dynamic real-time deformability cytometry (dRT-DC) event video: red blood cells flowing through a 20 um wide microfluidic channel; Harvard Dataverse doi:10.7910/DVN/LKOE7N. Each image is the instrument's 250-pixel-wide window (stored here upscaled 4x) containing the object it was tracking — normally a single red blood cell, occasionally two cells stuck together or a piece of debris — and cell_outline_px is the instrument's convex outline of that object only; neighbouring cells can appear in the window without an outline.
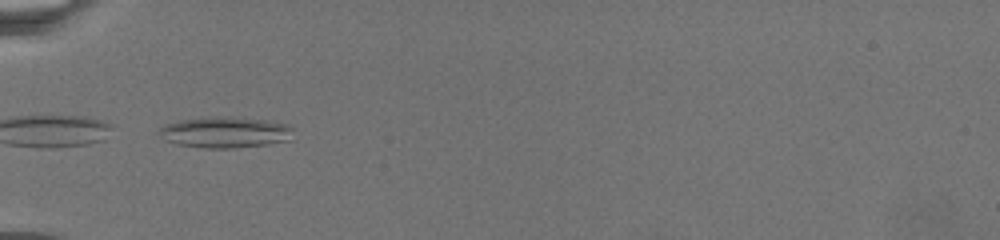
{"species": "common noctule bat (a hibernating species)", "species_latin": "Nyctalus noctula", "temperature_condition": "warm", "stored_images_in_passage": 3, "camera_frame_rate_fps": 3000, "um_per_image_px": 0.085, "animal": {"sex": "female", "body_mass_g": 19.5, "forearm_length_mm": 54.1}, "frame": {"image": 1, "passage_image": 1, "time_ms": 0.0, "image_size_px": [1000, 240], "cell_outline_px": [[292, 140], [268, 144], [236, 148], [204, 148], [176, 144], [164, 140], [160, 136], [160, 128], [164, 124], [180, 120], [212, 116], [216, 116], [264, 120], [284, 124], [292, 128]], "centroid_in_image_um": [19.11, 11.26], "position_along_channel_um": 65.9, "area_um2": 24.22}}